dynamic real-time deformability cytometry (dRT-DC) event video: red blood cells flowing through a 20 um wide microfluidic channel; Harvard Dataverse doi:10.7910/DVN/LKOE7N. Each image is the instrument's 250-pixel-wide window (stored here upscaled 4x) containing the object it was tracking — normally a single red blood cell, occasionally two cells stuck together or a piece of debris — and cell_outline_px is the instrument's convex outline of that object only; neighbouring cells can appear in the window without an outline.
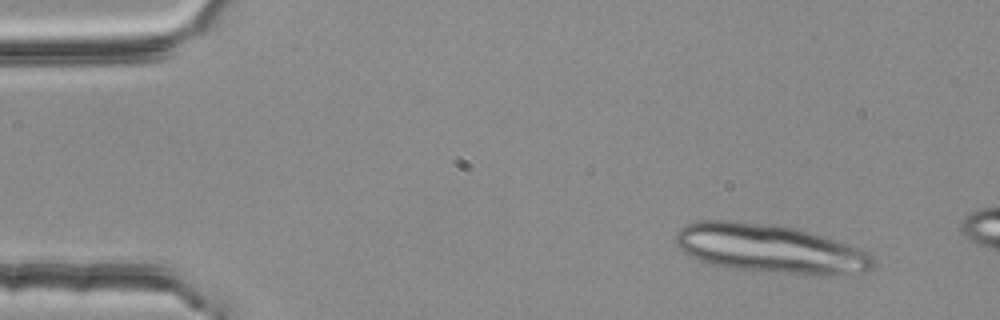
{"species": "common noctule bat (a hibernating species)", "species_latin": "Nyctalus noctula", "temperature_condition": "room temperature", "stored_images_in_passage": 2, "camera_frame_rate_fps": 3000, "um_per_image_px": 0.085, "animal": {"sex": "female", "body_mass_g": 25.1}, "frame": {"image": 1, "passage_image": 2, "time_ms": 0.333, "image_size_px": [1000, 320], "cell_outline_px": [[876, 264], [868, 272], [824, 276], [820, 276], [724, 268], [700, 260], [684, 252], [676, 244], [676, 232], [680, 228], [696, 220], [732, 220], [768, 224], [796, 228], [868, 252], [876, 260]], "centroid_in_image_um": [65.45, 21.16], "position_along_channel_um": 19.6, "area_um2": 56.07}}